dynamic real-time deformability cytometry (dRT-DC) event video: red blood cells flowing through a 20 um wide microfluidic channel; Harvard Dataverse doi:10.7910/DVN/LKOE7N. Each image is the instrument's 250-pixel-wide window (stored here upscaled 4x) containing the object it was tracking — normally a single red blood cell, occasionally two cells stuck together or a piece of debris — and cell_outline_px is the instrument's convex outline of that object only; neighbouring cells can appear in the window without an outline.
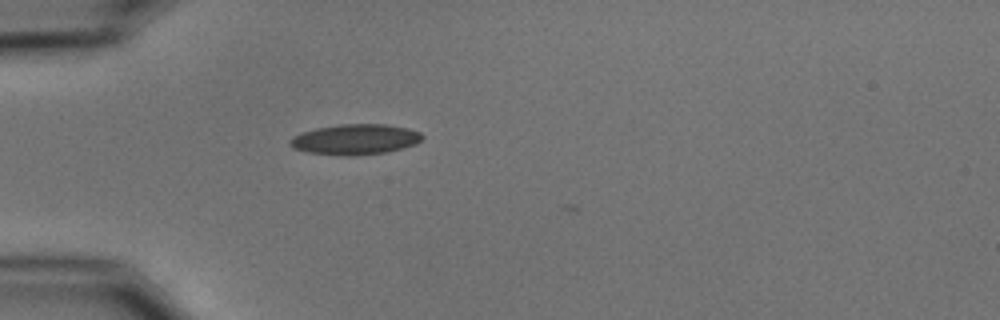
{"species": "common noctule bat (a hibernating species)", "species_latin": "Nyctalus noctula", "temperature_condition": "cold", "stored_images_in_passage": 4, "camera_frame_rate_fps": 3000, "um_per_image_px": 0.085, "animal": {"sex": "male", "body_mass_g": 15.6}, "frame": {"image": 1, "passage_image": 1, "time_ms": 0.0, "image_size_px": [1000, 320], "cell_outline_px": [[424, 136], [416, 144], [384, 152], [348, 156], [308, 152], [292, 148], [288, 144], [288, 140], [292, 136], [300, 132], [316, 128], [340, 124], [384, 124], [408, 128], [420, 132]], "centroid_in_image_um": [30.14, 11.83], "position_along_channel_um": 54.9, "area_um2": 23.41}}